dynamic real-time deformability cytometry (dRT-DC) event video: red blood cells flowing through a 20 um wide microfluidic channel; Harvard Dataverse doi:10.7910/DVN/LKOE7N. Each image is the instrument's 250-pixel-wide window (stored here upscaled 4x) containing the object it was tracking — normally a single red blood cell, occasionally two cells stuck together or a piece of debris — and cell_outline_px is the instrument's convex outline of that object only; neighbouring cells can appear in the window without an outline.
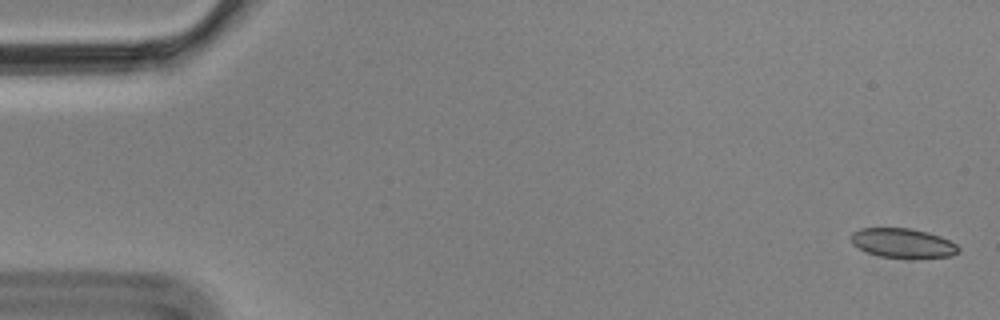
{"species": "Egyptian fruit bat (a non-hibernating species)", "species_latin": "Rousettus aegyptiacus", "temperature_condition": "cold", "stored_images_in_passage": 11, "camera_frame_rate_fps": 3000, "um_per_image_px": 0.085, "animal": {"sex": "male"}, "frame": {"image": 1, "passage_image": 1, "time_ms": 0.0, "image_size_px": [1000, 320], "cell_outline_px": [[960, 252], [952, 256], [912, 260], [880, 256], [868, 252], [852, 244], [852, 232], [860, 228], [912, 228], [928, 232], [940, 236], [956, 244], [960, 248]], "centroid_in_image_um": [76.8, 20.69], "position_along_channel_um": 8.2, "area_um2": 18.9}}
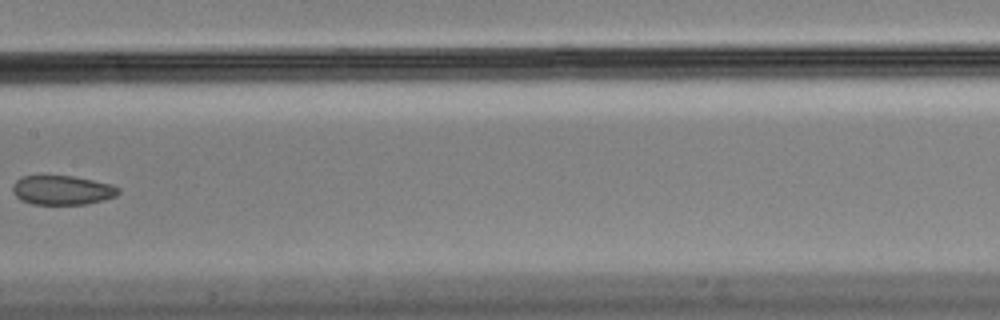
{"frame": {"image": 2, "passage_image": 8, "time_ms": 2.333, "image_size_px": [1000, 320], "cell_outline_px": [[120, 192], [116, 196], [104, 200], [88, 204], [32, 204], [20, 200], [12, 192], [12, 184], [20, 176], [76, 176], [112, 184], [120, 188]], "centroid_in_image_um": [5.3, 16.16], "position_along_channel_um": 202.1, "area_um2": 18.32}}
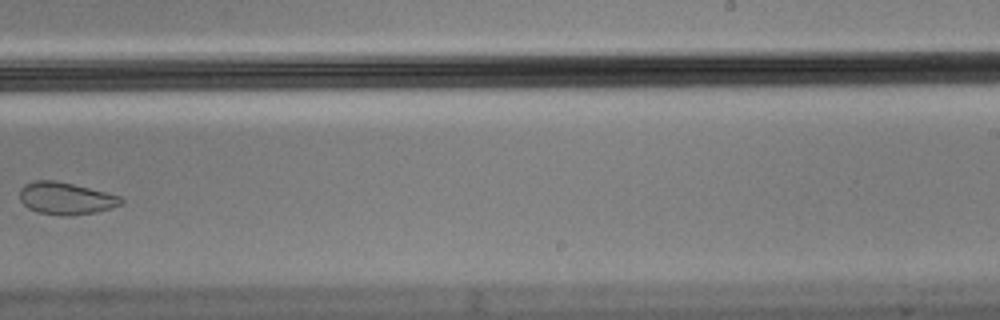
{"frame": {"image": 3, "passage_image": 10, "time_ms": 3.0, "image_size_px": [1000, 320], "cell_outline_px": [[124, 204], [112, 208], [96, 212], [72, 216], [64, 216], [36, 212], [28, 208], [20, 200], [20, 188], [24, 184], [36, 180], [56, 180], [120, 196], [124, 200]], "centroid_in_image_um": [5.59, 16.87], "position_along_channel_um": 283.4, "area_um2": 19.13}}